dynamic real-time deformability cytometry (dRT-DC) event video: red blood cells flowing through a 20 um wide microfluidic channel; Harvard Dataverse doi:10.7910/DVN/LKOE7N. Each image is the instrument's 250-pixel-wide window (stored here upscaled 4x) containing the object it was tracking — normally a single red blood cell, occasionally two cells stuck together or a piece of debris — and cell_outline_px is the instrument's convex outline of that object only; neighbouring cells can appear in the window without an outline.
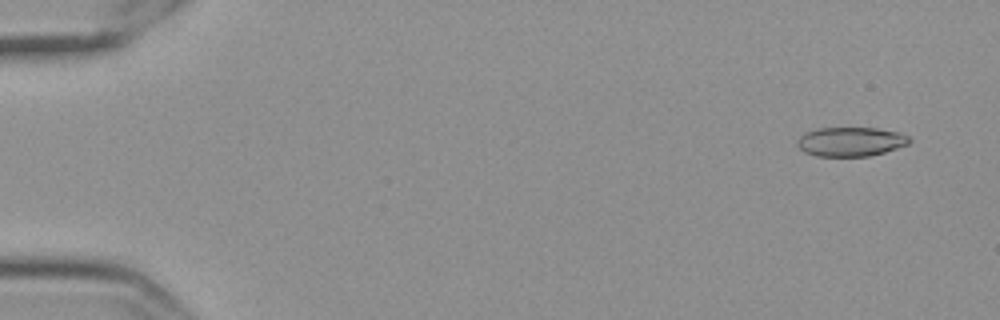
{"species": "Egyptian fruit bat (a non-hibernating species)", "species_latin": "Rousettus aegyptiacus", "temperature_condition": "cold", "stored_images_in_passage": 58, "camera_frame_rate_fps": 3000, "um_per_image_px": 0.085, "frame": {"image": 1, "passage_image": 4, "time_ms": 1.0, "image_size_px": [1000, 320], "cell_outline_px": [[912, 140], [908, 144], [884, 152], [868, 156], [816, 156], [804, 152], [796, 144], [796, 140], [800, 136], [808, 132], [820, 128], [876, 128], [900, 132], [908, 136]], "centroid_in_image_um": [72.31, 12.04], "position_along_channel_um": 12.7, "area_um2": 19.02}}
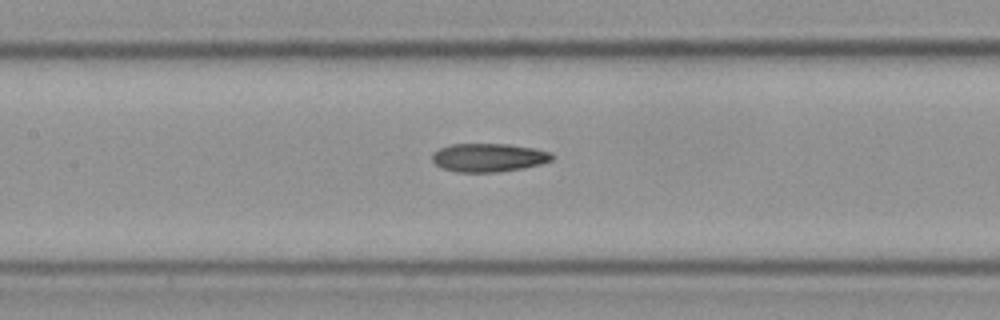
{"frame": {"image": 2, "passage_image": 28, "time_ms": 9.0, "image_size_px": [1000, 320], "cell_outline_px": [[556, 156], [552, 160], [540, 164], [520, 168], [496, 172], [456, 172], [444, 168], [436, 164], [432, 160], [432, 152], [440, 148], [452, 144], [508, 144], [536, 148], [552, 152]], "centroid_in_image_um": [41.56, 13.38], "position_along_channel_um": 165.8, "area_um2": 19.88}}
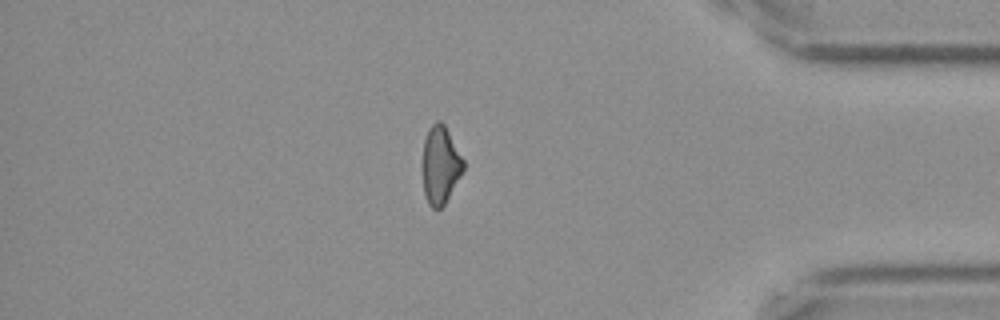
{"frame": {"image": 3, "passage_image": 50, "time_ms": 16.333, "image_size_px": [1000, 320], "cell_outline_px": [[464, 168], [460, 176], [444, 204], [440, 208], [432, 208], [428, 204], [424, 192], [420, 164], [424, 140], [428, 128], [436, 120], [440, 120], [444, 124], [464, 160]], "centroid_in_image_um": [37.38, 14.0], "position_along_channel_um": 397.8, "area_um2": 18.79}, "authors_computed_cell_mechanics": {"area_um2": 19.7387, "velocity_mm_per_s": 3.5541, "shape_relaxation_time_tau1_ms": null, "shape_relaxation_time_tau2_ms": 3.6562, "deformation_change_tau1": null, "deformation_change_tau2": 0.118}}